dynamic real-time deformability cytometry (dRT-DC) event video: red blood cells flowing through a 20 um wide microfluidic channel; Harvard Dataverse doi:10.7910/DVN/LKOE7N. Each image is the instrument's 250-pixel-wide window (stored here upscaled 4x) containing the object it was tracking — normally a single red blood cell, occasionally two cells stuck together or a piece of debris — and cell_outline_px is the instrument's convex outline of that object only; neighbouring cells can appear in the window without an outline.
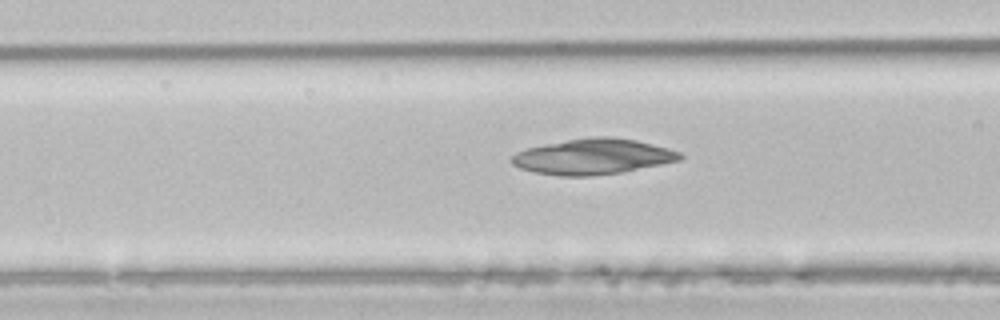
{"species": "common noctule bat (a hibernating species)", "species_latin": "Nyctalus noctula", "temperature_condition": "room temperature", "stored_images_in_passage": 8, "camera_frame_rate_fps": 3000, "um_per_image_px": 0.085, "animal": {"sex": "male", "body_mass_g": 21.5, "forearm_length_mm": 52.0}, "frame": {"image": 1, "passage_image": 6, "time_ms": 1.667, "image_size_px": [1000, 320], "cell_outline_px": [[684, 156], [680, 160], [620, 172], [592, 176], [560, 176], [536, 172], [520, 168], [512, 164], [508, 160], [516, 152], [528, 148], [568, 140], [596, 136], [608, 136], [636, 140], [668, 148], [680, 152]], "centroid_in_image_um": [50.39, 13.31], "position_along_channel_um": 116.2, "area_um2": 34.51}}